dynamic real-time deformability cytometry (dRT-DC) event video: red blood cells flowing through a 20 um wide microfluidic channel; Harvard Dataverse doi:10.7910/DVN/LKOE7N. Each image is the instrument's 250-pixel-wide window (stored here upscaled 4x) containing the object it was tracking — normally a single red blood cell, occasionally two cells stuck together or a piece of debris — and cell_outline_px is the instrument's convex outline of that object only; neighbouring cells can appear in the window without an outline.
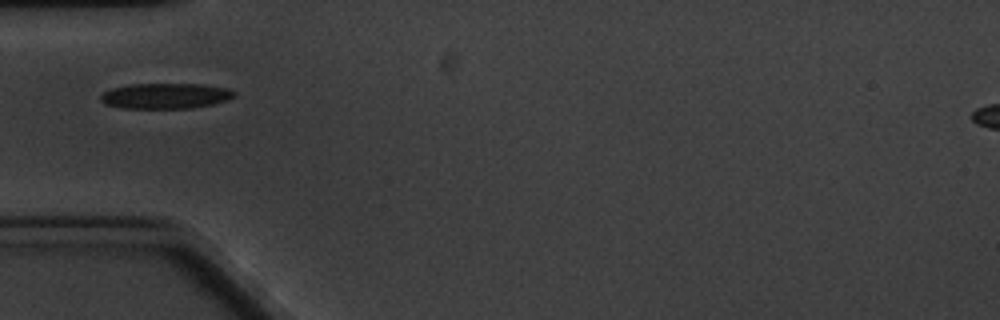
{"species": "common noctule bat (a hibernating species)", "species_latin": "Nyctalus noctula", "temperature_condition": "cold", "stored_images_in_passage": 4, "camera_frame_rate_fps": 3000, "um_per_image_px": 0.085, "animal": {"sex": "male", "body_mass_g": 20.1, "forearm_length_mm": 53.5}, "frame": {"image": 1, "passage_image": 1, "time_ms": 0.0, "image_size_px": [1000, 320], "cell_outline_px": [[236, 96], [228, 100], [212, 104], [192, 108], [120, 108], [104, 104], [100, 100], [100, 96], [104, 92], [112, 88], [128, 84], [204, 84], [224, 88], [236, 92]], "centroid_in_image_um": [14.05, 8.15], "position_along_channel_um": 71.0, "area_um2": 19.94}}